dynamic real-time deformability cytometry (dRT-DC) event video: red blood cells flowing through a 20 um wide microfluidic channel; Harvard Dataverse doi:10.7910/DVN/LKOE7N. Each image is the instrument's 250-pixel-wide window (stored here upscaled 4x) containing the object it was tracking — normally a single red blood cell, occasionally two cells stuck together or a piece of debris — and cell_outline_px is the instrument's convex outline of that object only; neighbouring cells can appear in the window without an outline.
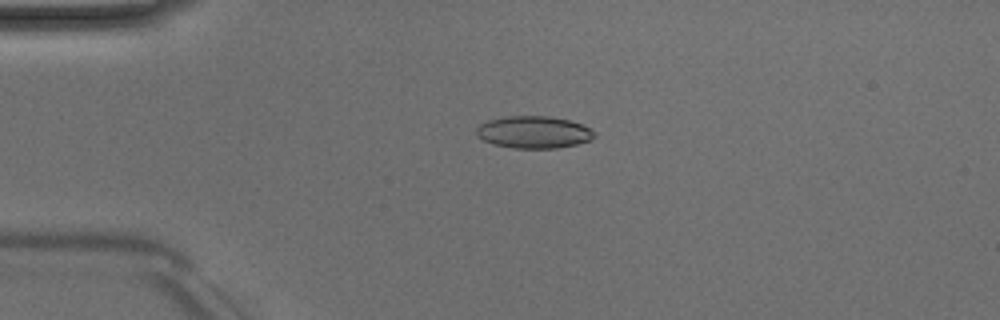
{"species": "Egyptian fruit bat (a non-hibernating species)", "species_latin": "Rousettus aegyptiacus", "temperature_condition": "room temperature", "stored_images_in_passage": 50, "camera_frame_rate_fps": 3000, "um_per_image_px": 0.085, "animal": {"sex": "male"}, "frame": {"image": 1, "passage_image": 12, "time_ms": 3.667, "image_size_px": [1000, 320], "cell_outline_px": [[596, 136], [588, 140], [576, 144], [556, 148], [512, 148], [492, 144], [476, 136], [476, 128], [480, 124], [488, 120], [504, 116], [548, 116], [568, 120], [584, 124], [596, 132]], "centroid_in_image_um": [45.35, 11.23], "position_along_channel_um": 39.6, "area_um2": 22.25}}
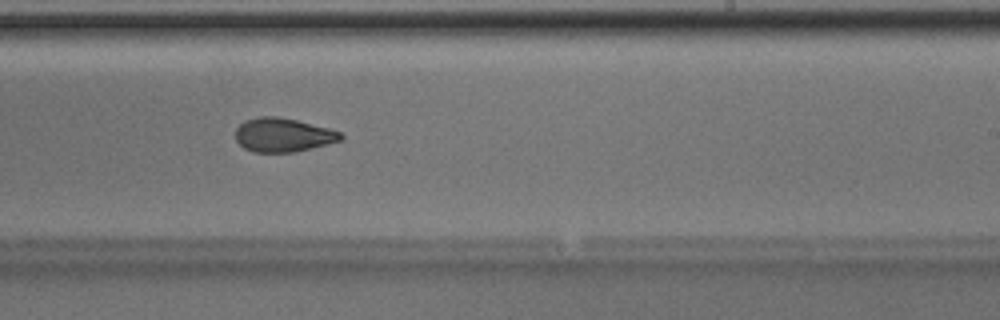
{"frame": {"image": 2, "passage_image": 31, "time_ms": 10.0, "image_size_px": [1000, 320], "cell_outline_px": [[344, 140], [312, 148], [292, 152], [252, 152], [244, 148], [236, 140], [236, 128], [244, 120], [260, 116], [276, 116], [296, 120], [328, 128], [340, 132], [344, 136]], "centroid_in_image_um": [24.06, 11.47], "position_along_channel_um": 264.9, "area_um2": 20.81}}
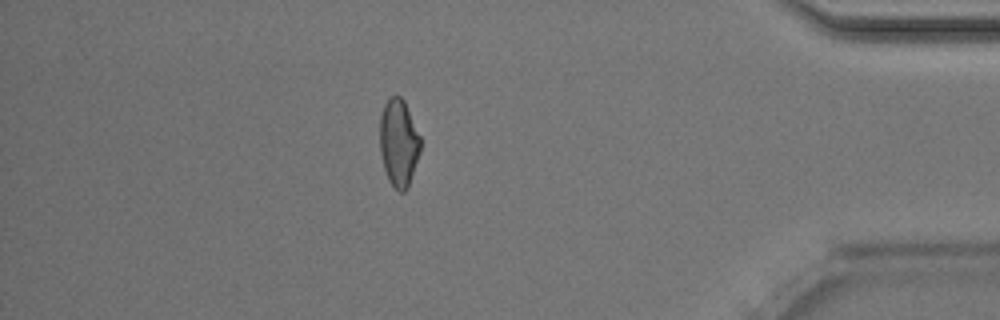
{"frame": {"image": 3, "passage_image": 44, "time_ms": 14.333, "image_size_px": [1000, 320], "cell_outline_px": [[420, 152], [408, 188], [404, 192], [400, 192], [388, 180], [384, 168], [380, 152], [380, 116], [384, 104], [392, 96], [400, 96], [404, 100], [420, 136]], "centroid_in_image_um": [33.89, 12.14], "position_along_channel_um": 401.3, "area_um2": 20.58}, "authors_computed_cell_mechanics": {"area_um2": 21.7039, "velocity_mm_per_s": 4.0328, "shape_relaxation_time_tau1_ms": 6.5035, "shape_relaxation_time_tau2_ms": 2.5311, "deformation_change_tau1": 0.1601, "deformation_change_tau2": 0.0896}}